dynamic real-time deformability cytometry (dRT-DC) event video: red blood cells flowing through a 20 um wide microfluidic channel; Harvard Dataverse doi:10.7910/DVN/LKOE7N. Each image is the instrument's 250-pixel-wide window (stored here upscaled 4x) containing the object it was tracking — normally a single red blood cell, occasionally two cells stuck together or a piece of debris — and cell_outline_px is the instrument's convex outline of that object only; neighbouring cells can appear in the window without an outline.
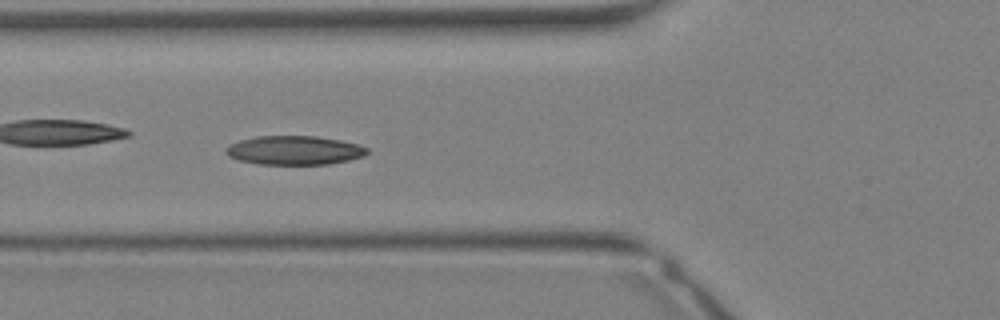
{"species": "Egyptian fruit bat (a non-hibernating species)", "species_latin": "Rousettus aegyptiacus", "temperature_condition": "warm", "stored_images_in_passage": 15, "camera_frame_rate_fps": 3000, "um_per_image_px": 0.085, "animal": {"sex": "female"}, "frame": {"image": 1, "passage_image": 11, "time_ms": 3.333, "image_size_px": [1000, 320], "cell_outline_px": [[368, 152], [364, 156], [348, 160], [328, 164], [260, 164], [240, 160], [228, 156], [224, 152], [224, 148], [228, 144], [240, 140], [256, 136], [316, 136], [340, 140], [356, 144], [368, 148]], "centroid_in_image_um": [24.98, 12.77], "position_along_channel_um": 100.8, "area_um2": 23.81}}
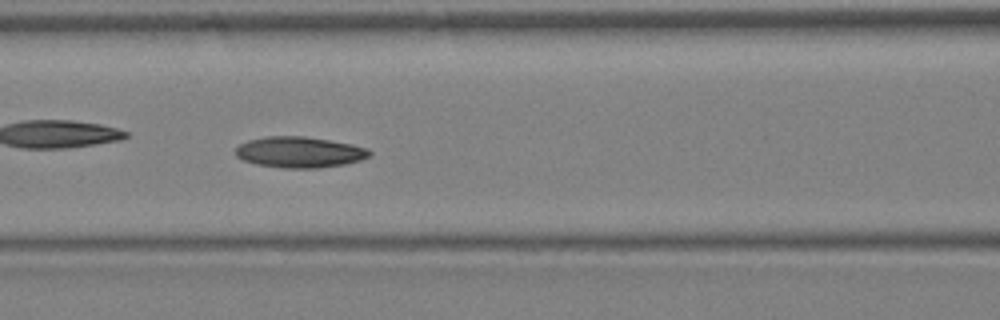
{"frame": {"image": 2, "passage_image": 13, "time_ms": 4.0, "image_size_px": [1000, 320], "cell_outline_px": [[372, 156], [360, 160], [344, 164], [320, 168], [284, 168], [256, 164], [244, 160], [236, 156], [236, 148], [240, 144], [248, 140], [264, 136], [304, 136], [352, 144], [368, 148], [372, 152]], "centroid_in_image_um": [25.48, 12.93], "position_along_channel_um": 141.1, "area_um2": 24.22}}
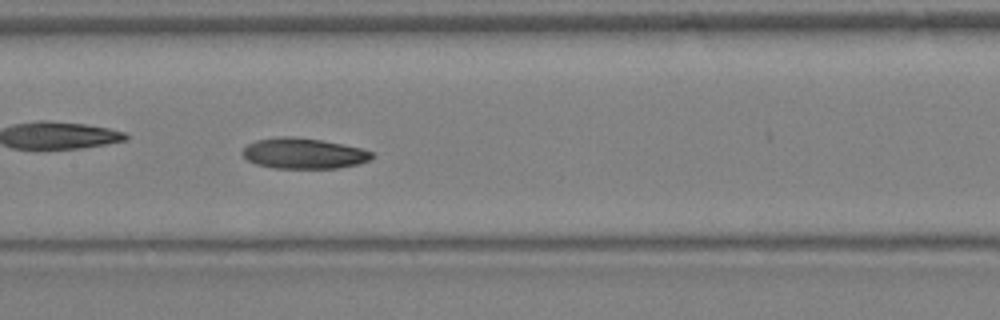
{"frame": {"image": 3, "passage_image": 15, "time_ms": 4.667, "image_size_px": [1000, 320], "cell_outline_px": [[376, 156], [368, 160], [356, 164], [336, 168], [276, 168], [256, 164], [248, 160], [240, 152], [248, 144], [256, 140], [276, 136], [292, 136], [320, 140], [360, 148], [372, 152]], "centroid_in_image_um": [25.77, 13.03], "position_along_channel_um": 181.6, "area_um2": 22.95}}